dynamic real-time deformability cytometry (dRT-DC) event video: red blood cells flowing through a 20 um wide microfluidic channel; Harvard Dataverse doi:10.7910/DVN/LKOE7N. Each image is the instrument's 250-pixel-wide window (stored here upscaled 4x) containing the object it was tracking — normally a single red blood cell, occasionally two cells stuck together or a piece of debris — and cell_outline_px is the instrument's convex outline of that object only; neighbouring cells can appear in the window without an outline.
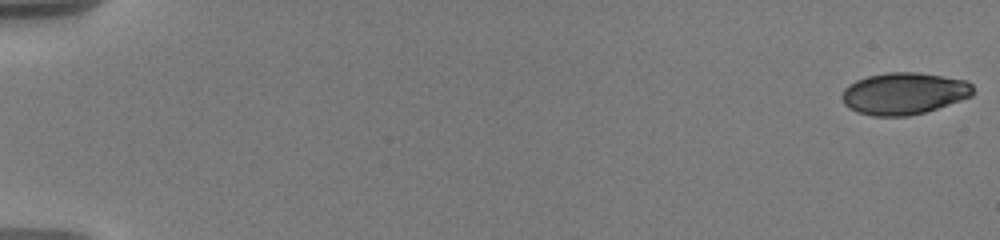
{"species": "human", "species_latin": "Homo sapiens", "temperature_condition": "warm", "stored_images_in_passage": 41, "camera_frame_rate_fps": 3000, "um_per_image_px": 0.085, "donor": {"sex": "male"}, "frame": {"image": 1, "passage_image": 1, "time_ms": 0.0, "image_size_px": [1000, 240], "cell_outline_px": [[972, 96], [924, 112], [908, 116], [872, 116], [856, 112], [844, 104], [840, 96], [844, 88], [848, 84], [856, 80], [868, 76], [888, 72], [916, 72], [968, 80], [972, 84]], "centroid_in_image_um": [76.79, 7.94], "position_along_channel_um": 8.2, "area_um2": 32.02}}
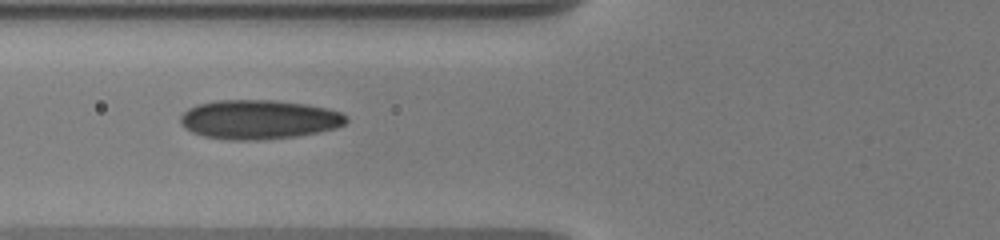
{"frame": {"image": 2, "passage_image": 20, "time_ms": 7.667, "image_size_px": [1000, 240], "cell_outline_px": [[348, 120], [344, 124], [336, 128], [296, 136], [256, 140], [228, 140], [204, 136], [192, 132], [184, 128], [180, 124], [180, 116], [188, 108], [196, 104], [216, 100], [276, 100], [304, 104], [328, 108], [340, 112]], "centroid_in_image_um": [21.95, 10.15], "position_along_channel_um": 103.8, "area_um2": 37.92}}
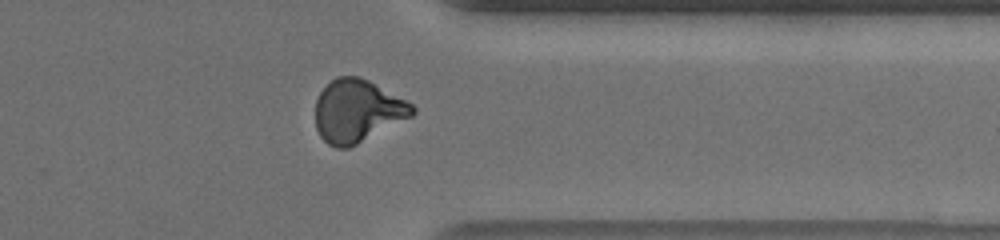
{"frame": {"image": 3, "passage_image": 38, "time_ms": 15.333, "image_size_px": [1000, 240], "cell_outline_px": [[416, 112], [412, 116], [348, 148], [336, 148], [328, 144], [320, 136], [316, 128], [316, 100], [320, 92], [336, 76], [360, 76], [368, 80], [412, 104], [416, 108]], "centroid_in_image_um": [30.36, 9.43], "position_along_channel_um": 381.0, "area_um2": 35.03}, "authors_computed_cell_mechanics": {"area_um2": 34.6222, "velocity_mm_per_s": 3.6372, "shape_relaxation_time_tau1_ms": 9.1605, "shape_relaxation_time_tau2_ms": 1.3822, "deformation_change_tau1": 0.2171, "deformation_change_tau2": 0.0612}}